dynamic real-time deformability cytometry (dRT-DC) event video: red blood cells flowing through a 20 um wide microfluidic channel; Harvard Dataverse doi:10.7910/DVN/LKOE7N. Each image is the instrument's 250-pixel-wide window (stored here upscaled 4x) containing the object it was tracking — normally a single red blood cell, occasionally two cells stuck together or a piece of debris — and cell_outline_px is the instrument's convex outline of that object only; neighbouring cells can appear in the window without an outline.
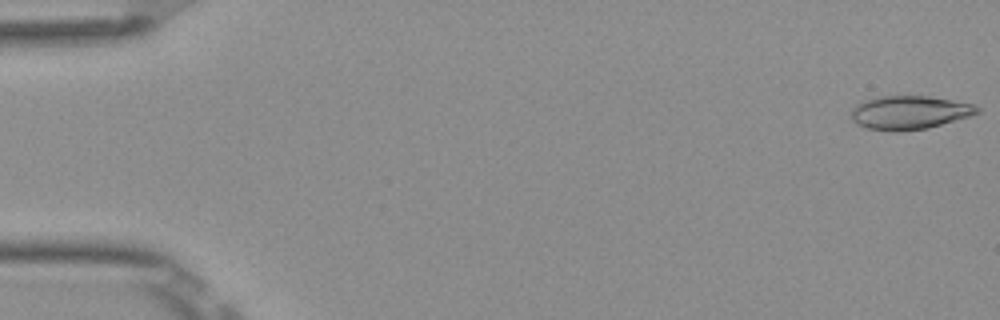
{"species": "Egyptian fruit bat (a non-hibernating species)", "species_latin": "Rousettus aegyptiacus", "temperature_condition": "room temperature", "stored_images_in_passage": 52, "camera_frame_rate_fps": 3000, "um_per_image_px": 0.085, "frame": {"image": 1, "passage_image": 1, "time_ms": 0.0, "image_size_px": [1000, 320], "cell_outline_px": [[980, 112], [972, 116], [928, 128], [900, 132], [892, 132], [868, 128], [856, 124], [852, 120], [852, 108], [856, 104], [864, 100], [880, 96], [928, 96], [972, 104], [980, 108]], "centroid_in_image_um": [77.3, 9.58], "position_along_channel_um": 7.7, "area_um2": 24.8}}
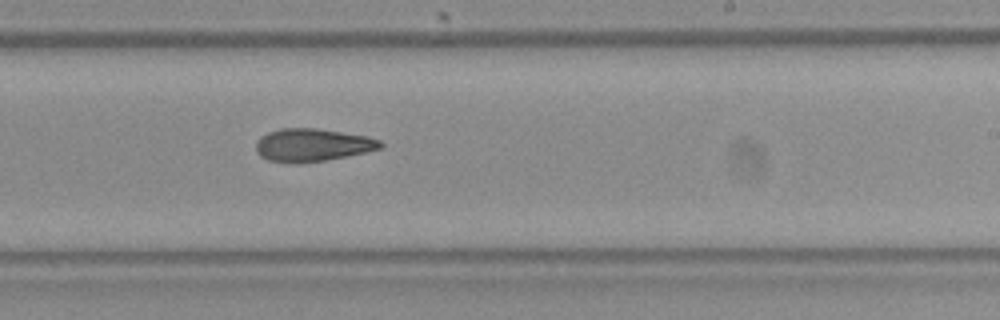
{"frame": {"image": 2, "passage_image": 32, "time_ms": 10.333, "image_size_px": [1000, 320], "cell_outline_px": [[384, 144], [380, 148], [364, 152], [324, 160], [296, 164], [292, 164], [268, 160], [260, 156], [256, 152], [256, 140], [260, 136], [268, 132], [280, 128], [316, 128], [368, 136], [380, 140]], "centroid_in_image_um": [26.5, 12.32], "position_along_channel_um": 262.5, "area_um2": 23.87}}
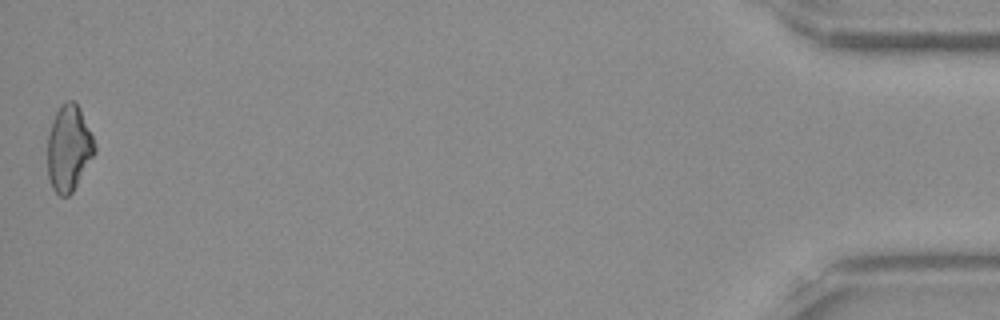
{"frame": {"image": 3, "passage_image": 52, "time_ms": 17.0, "image_size_px": [1000, 320], "cell_outline_px": [[96, 152], [72, 192], [68, 196], [60, 196], [52, 188], [48, 176], [48, 136], [52, 120], [60, 104], [68, 100], [72, 100], [80, 108], [96, 144]], "centroid_in_image_um": [5.85, 12.59], "position_along_channel_um": 429.3, "area_um2": 23.58}, "authors_computed_cell_mechanics": {"area_um2": 23.9292, "velocity_mm_per_s": 3.9033, "shape_relaxation_time_tau1_ms": null, "shape_relaxation_time_tau2_ms": 7.7988, "deformation_change_tau1": null, "deformation_change_tau2": 0.1798}}